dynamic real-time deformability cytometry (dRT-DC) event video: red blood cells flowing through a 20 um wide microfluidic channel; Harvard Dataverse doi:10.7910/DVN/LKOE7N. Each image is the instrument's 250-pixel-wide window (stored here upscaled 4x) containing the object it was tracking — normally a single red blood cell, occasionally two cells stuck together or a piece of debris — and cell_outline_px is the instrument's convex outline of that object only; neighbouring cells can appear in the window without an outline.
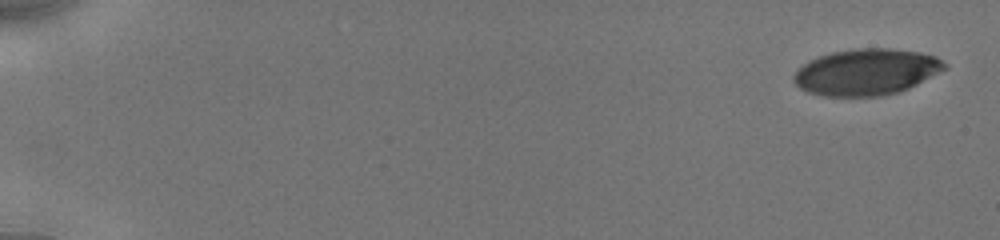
{"species": "human", "species_latin": "Homo sapiens", "temperature_condition": "cold", "stored_images_in_passage": 10, "camera_frame_rate_fps": 3000, "um_per_image_px": 0.085, "donor": {"sex": "male"}, "frame": {"image": 1, "passage_image": 1, "time_ms": 0.0, "image_size_px": [1000, 240], "cell_outline_px": [[948, 68], [900, 92], [880, 96], [824, 96], [808, 92], [800, 88], [796, 84], [792, 76], [808, 60], [832, 52], [856, 48], [892, 48], [920, 52], [936, 56], [948, 64]], "centroid_in_image_um": [73.67, 6.11], "position_along_channel_um": 11.3, "area_um2": 40.75}}
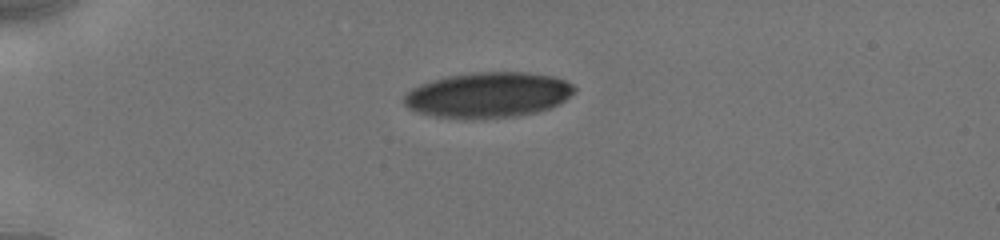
{"frame": {"image": 2, "passage_image": 7, "time_ms": 4.333, "image_size_px": [1000, 240], "cell_outline_px": [[576, 92], [564, 100], [548, 108], [536, 112], [516, 116], [436, 116], [420, 112], [408, 108], [404, 104], [404, 96], [412, 88], [420, 84], [432, 80], [448, 76], [472, 72], [524, 72], [552, 76], [564, 80], [572, 84], [576, 88]], "centroid_in_image_um": [41.51, 8.02], "position_along_channel_um": 43.5, "area_um2": 43.93}}
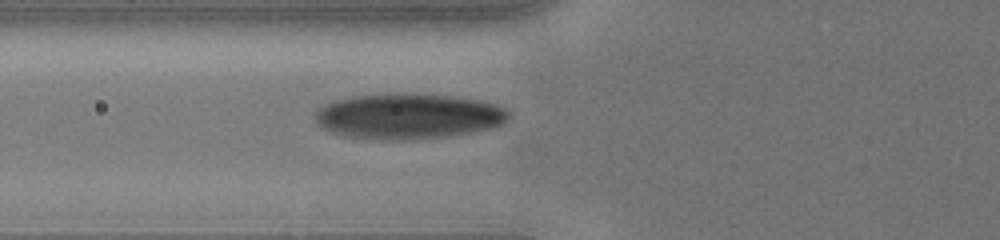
{"frame": {"image": 3, "passage_image": 10, "time_ms": 6.667, "image_size_px": [1000, 240], "cell_outline_px": [[512, 112], [508, 120], [504, 124], [492, 128], [448, 136], [400, 140], [344, 136], [320, 128], [316, 124], [312, 112], [316, 108], [332, 100], [352, 96], [452, 96], [480, 100], [496, 104]], "centroid_in_image_um": [34.68, 9.91], "position_along_channel_um": 91.1, "area_um2": 50.58}}